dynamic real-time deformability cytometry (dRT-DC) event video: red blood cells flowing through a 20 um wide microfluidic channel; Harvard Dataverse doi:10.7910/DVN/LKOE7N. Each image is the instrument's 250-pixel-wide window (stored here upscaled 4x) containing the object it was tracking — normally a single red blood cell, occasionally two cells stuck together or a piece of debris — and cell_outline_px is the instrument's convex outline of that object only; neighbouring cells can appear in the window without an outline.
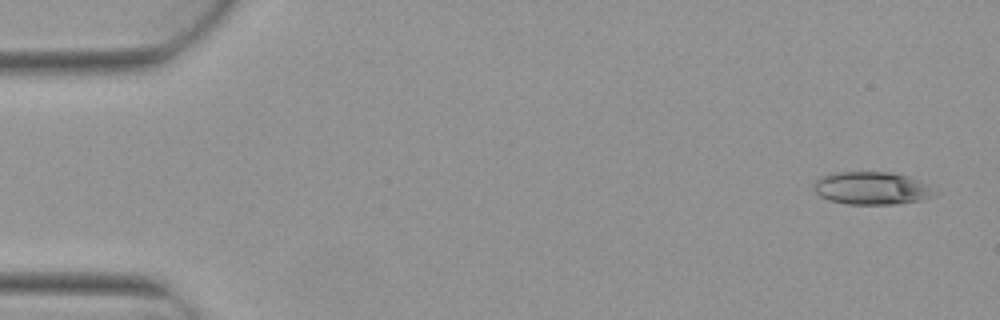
{"species": "Egyptian fruit bat (a non-hibernating species)", "species_latin": "Rousettus aegyptiacus", "temperature_condition": "warm", "stored_images_in_passage": 6, "camera_frame_rate_fps": 3000, "um_per_image_px": 0.085, "animal": {"sex": "female"}, "frame": {"image": 1, "passage_image": 1, "time_ms": 0.0, "image_size_px": [1000, 320], "cell_outline_px": [[944, 192], [936, 196], [920, 200], [896, 204], [848, 204], [828, 200], [820, 196], [812, 188], [812, 184], [820, 176], [836, 172], [892, 172], [908, 176], [920, 180]], "centroid_in_image_um": [74.17, 15.99], "position_along_channel_um": 10.8, "area_um2": 23.7}}
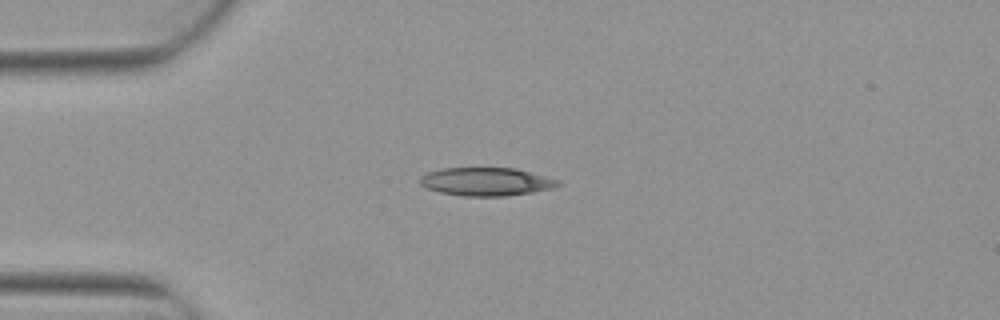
{"frame": {"image": 2, "passage_image": 4, "time_ms": 1.0, "image_size_px": [1000, 320], "cell_outline_px": [[564, 184], [552, 188], [532, 192], [508, 196], [464, 196], [440, 192], [428, 188], [420, 184], [420, 176], [428, 172], [444, 168], [516, 168], [560, 180]], "centroid_in_image_um": [41.37, 15.44], "position_along_channel_um": 43.6, "area_um2": 22.72}}